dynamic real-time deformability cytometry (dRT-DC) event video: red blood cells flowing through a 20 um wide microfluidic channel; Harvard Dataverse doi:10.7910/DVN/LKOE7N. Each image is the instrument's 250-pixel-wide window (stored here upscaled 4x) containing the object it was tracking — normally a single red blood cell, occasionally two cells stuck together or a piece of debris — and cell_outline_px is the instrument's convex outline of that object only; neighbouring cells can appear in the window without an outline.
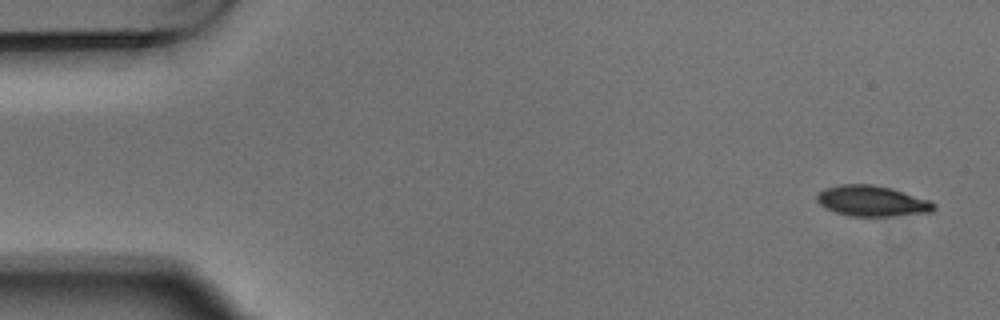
{"species": "Egyptian fruit bat (a non-hibernating species)", "species_latin": "Rousettus aegyptiacus", "temperature_condition": "warm", "stored_images_in_passage": 4, "camera_frame_rate_fps": 3000, "um_per_image_px": 0.085, "animal": {"sex": "male"}, "frame": {"image": 1, "passage_image": 1, "time_ms": 0.0, "image_size_px": [1000, 320], "cell_outline_px": [[936, 208], [932, 212], [892, 216], [848, 216], [824, 208], [816, 200], [816, 196], [824, 188], [840, 184], [872, 184], [892, 188], [928, 200], [936, 204]], "centroid_in_image_um": [74.11, 17.08], "position_along_channel_um": 10.9, "area_um2": 20.98}}